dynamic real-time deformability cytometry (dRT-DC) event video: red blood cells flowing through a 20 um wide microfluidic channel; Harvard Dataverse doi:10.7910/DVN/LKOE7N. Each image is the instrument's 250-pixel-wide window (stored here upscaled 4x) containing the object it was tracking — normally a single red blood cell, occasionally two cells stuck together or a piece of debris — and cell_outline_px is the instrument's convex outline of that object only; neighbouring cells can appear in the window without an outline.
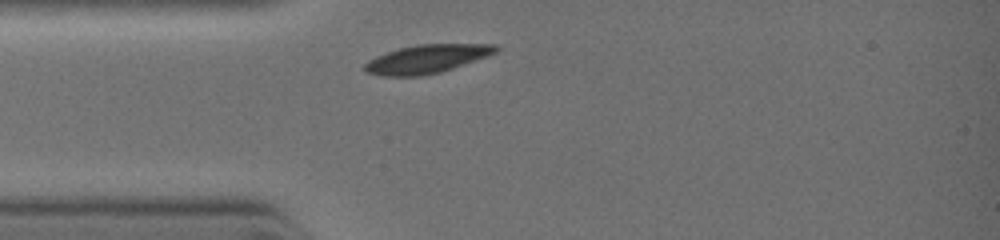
{"species": "common noctule bat (a hibernating species)", "species_latin": "Nyctalus noctula", "temperature_condition": "warm", "stored_images_in_passage": 6, "camera_frame_rate_fps": 3000, "um_per_image_px": 0.085, "animal": {"sex": "female", "body_mass_g": 19.0, "forearm_length_mm": 51.5}, "frame": {"image": 1, "passage_image": 1, "time_ms": 0.0, "image_size_px": [1000, 240], "cell_outline_px": [[500, 48], [496, 52], [488, 56], [440, 72], [420, 76], [384, 76], [368, 72], [364, 68], [364, 64], [368, 60], [376, 56], [400, 48], [416, 44], [496, 44]], "centroid_in_image_um": [36.3, 5.0], "position_along_channel_um": 48.7, "area_um2": 21.56}}
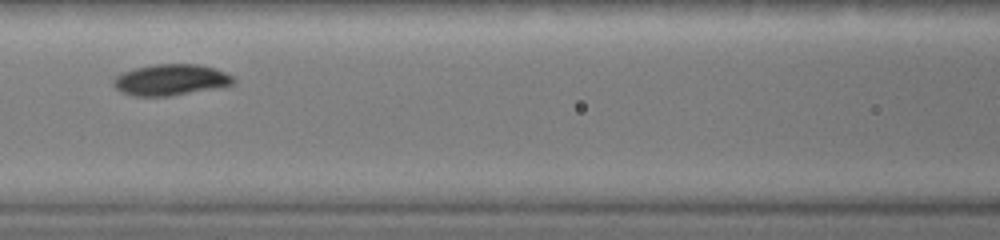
{"frame": {"image": 2, "passage_image": 5, "time_ms": 2.0, "image_size_px": [1000, 240], "cell_outline_px": [[236, 80], [232, 84], [212, 88], [168, 96], [132, 96], [116, 88], [112, 84], [112, 80], [116, 76], [124, 72], [136, 68], [156, 64], [196, 64], [212, 68], [224, 72], [232, 76]], "centroid_in_image_um": [14.47, 6.78], "position_along_channel_um": 152.1, "area_um2": 21.27}}